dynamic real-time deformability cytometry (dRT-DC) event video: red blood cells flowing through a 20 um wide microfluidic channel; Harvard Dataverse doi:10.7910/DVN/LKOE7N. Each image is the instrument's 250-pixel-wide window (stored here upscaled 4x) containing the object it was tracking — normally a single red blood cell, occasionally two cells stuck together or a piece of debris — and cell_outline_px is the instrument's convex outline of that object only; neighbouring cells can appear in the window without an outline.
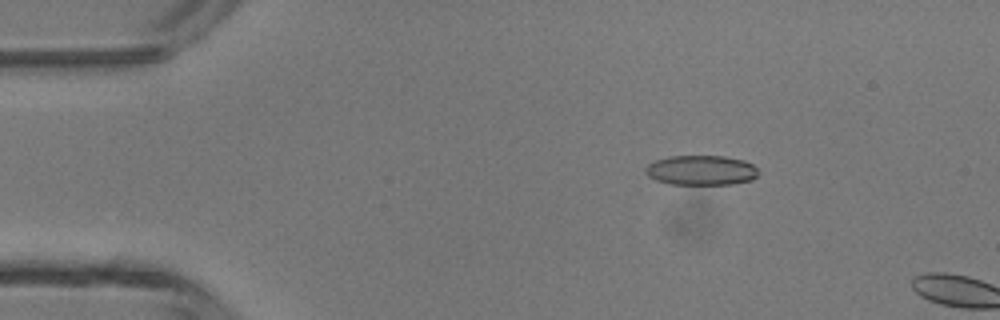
{"species": "common noctule bat (a hibernating species)", "species_latin": "Nyctalus noctula", "temperature_condition": "room temperature", "stored_images_in_passage": 9, "camera_frame_rate_fps": 3000, "um_per_image_px": 0.085, "animal": {"sex": "male", "body_mass_g": 13.3}, "frame": {"image": 1, "passage_image": 7, "time_ms": 2.0, "image_size_px": [1000, 320], "cell_outline_px": [[760, 172], [752, 180], [732, 184], [668, 184], [656, 180], [648, 176], [644, 172], [644, 168], [648, 164], [656, 160], [668, 156], [724, 156], [744, 160], [752, 164]], "centroid_in_image_um": [59.58, 14.47], "position_along_channel_um": 25.4, "area_um2": 19.77}}